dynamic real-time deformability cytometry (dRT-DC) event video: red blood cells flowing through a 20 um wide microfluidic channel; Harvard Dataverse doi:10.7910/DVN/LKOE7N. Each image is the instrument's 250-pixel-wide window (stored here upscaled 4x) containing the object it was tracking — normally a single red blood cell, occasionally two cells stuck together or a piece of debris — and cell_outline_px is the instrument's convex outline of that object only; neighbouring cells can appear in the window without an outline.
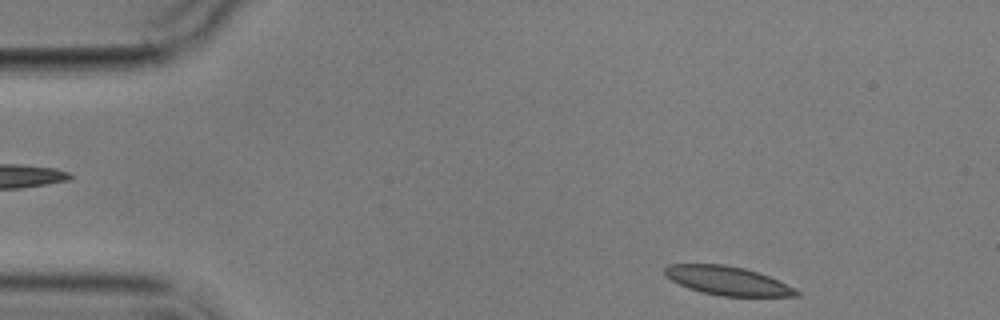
{"species": "common noctule bat (a hibernating species)", "species_latin": "Nyctalus noctula", "temperature_condition": "cold", "stored_images_in_passage": 4, "camera_frame_rate_fps": 3000, "um_per_image_px": 0.085, "animal": {"sex": "male", "body_mass_g": 17.9}, "frame": {"image": 1, "passage_image": 1, "time_ms": 0.0, "image_size_px": [1000, 320], "cell_outline_px": [[800, 296], [720, 296], [688, 288], [664, 276], [664, 268], [668, 264], [724, 264], [744, 268], [768, 276], [800, 292]], "centroid_in_image_um": [61.78, 23.85], "position_along_channel_um": 23.2, "area_um2": 21.73}}
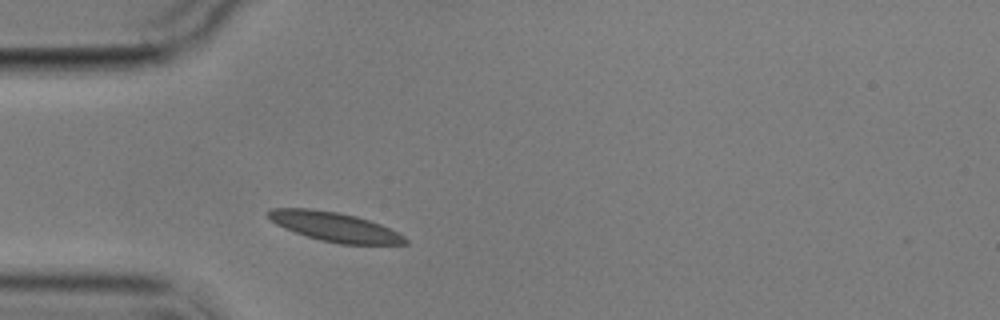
{"frame": {"image": 2, "passage_image": 3, "time_ms": 3.333, "image_size_px": [1000, 320], "cell_outline_px": [[408, 244], [340, 244], [320, 240], [284, 228], [276, 224], [268, 216], [268, 208], [308, 208], [340, 212], [356, 216], [380, 224], [404, 236], [408, 240]], "centroid_in_image_um": [28.44, 19.27], "position_along_channel_um": 56.6, "area_um2": 23.18}}